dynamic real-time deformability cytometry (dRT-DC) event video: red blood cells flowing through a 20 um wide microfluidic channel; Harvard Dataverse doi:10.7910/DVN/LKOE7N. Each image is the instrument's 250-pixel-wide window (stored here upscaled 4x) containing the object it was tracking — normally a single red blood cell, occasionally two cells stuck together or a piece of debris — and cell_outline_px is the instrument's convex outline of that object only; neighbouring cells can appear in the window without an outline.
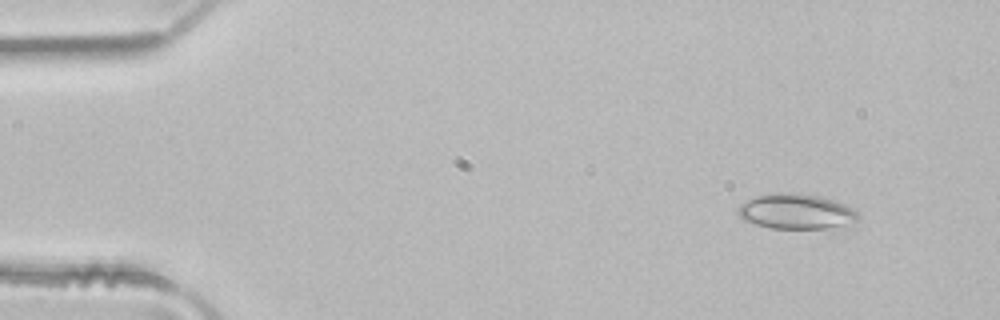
{"species": "common noctule bat (a hibernating species)", "species_latin": "Nyctalus noctula", "temperature_condition": "room temperature", "stored_images_in_passage": 4, "camera_frame_rate_fps": 3000, "um_per_image_px": 0.085, "animal": {"sex": "male", "body_mass_g": 21.5, "forearm_length_mm": 52.0}, "frame": {"image": 1, "passage_image": 2, "time_ms": 0.333, "image_size_px": [1000, 320], "cell_outline_px": [[860, 216], [852, 224], [828, 228], [772, 228], [756, 224], [744, 220], [736, 212], [736, 208], [740, 204], [756, 196], [780, 192], [792, 192], [820, 196], [856, 208]], "centroid_in_image_um": [67.7, 17.97], "position_along_channel_um": 17.3, "area_um2": 24.74}}